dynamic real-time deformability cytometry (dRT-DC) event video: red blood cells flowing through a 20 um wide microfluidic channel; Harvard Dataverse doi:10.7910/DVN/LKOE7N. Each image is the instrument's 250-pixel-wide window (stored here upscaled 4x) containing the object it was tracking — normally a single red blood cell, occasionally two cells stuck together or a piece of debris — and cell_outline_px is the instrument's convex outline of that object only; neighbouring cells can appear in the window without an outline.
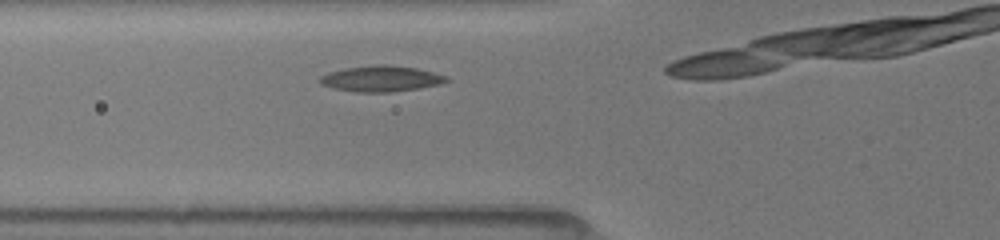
{"species": "common noctule bat (a hibernating species)", "species_latin": "Nyctalus noctula", "temperature_condition": "room temperature", "stored_images_in_passage": 7, "camera_frame_rate_fps": 3000, "um_per_image_px": 0.085, "animal": {"sex": "female", "body_mass_g": 19.5, "forearm_length_mm": 54.1}, "frame": {"image": 1, "passage_image": 4, "time_ms": 1.0, "image_size_px": [1000, 240], "cell_outline_px": [[448, 80], [440, 84], [416, 88], [388, 92], [356, 92], [332, 88], [320, 84], [316, 80], [320, 76], [328, 72], [344, 68], [376, 64], [384, 64], [416, 68], [448, 76]], "centroid_in_image_um": [32.31, 6.68], "position_along_channel_um": 93.5, "area_um2": 19.07}}